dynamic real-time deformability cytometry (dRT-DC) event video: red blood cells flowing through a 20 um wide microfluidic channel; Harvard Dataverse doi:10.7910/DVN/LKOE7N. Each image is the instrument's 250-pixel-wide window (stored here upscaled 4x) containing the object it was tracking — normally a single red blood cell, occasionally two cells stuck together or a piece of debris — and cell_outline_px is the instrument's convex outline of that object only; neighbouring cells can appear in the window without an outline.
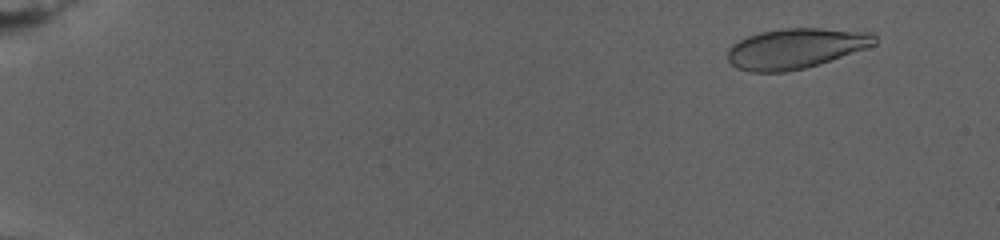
{"species": "human", "species_latin": "Homo sapiens", "temperature_condition": "warm", "stored_images_in_passage": 38, "camera_frame_rate_fps": 3000, "um_per_image_px": 0.085, "donor": {"sex": "female"}, "frame": {"image": 1, "passage_image": 4, "time_ms": 2.0, "image_size_px": [1000, 240], "cell_outline_px": [[876, 44], [820, 64], [804, 68], [784, 72], [752, 72], [736, 68], [728, 60], [728, 48], [732, 44], [748, 36], [760, 32], [784, 28], [820, 28], [872, 32], [876, 36]], "centroid_in_image_um": [67.62, 4.11], "position_along_channel_um": 17.4, "area_um2": 34.39}}
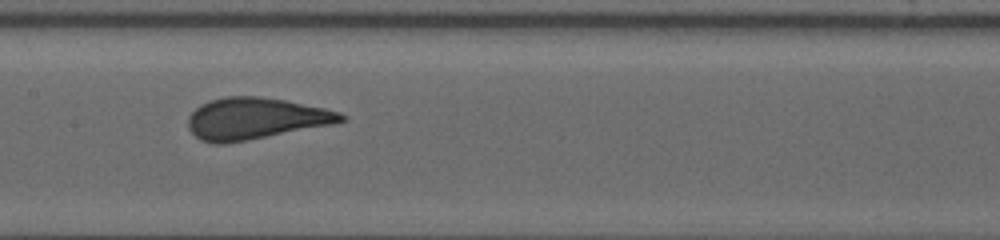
{"frame": {"image": 2, "passage_image": 23, "time_ms": 14.333, "image_size_px": [1000, 240], "cell_outline_px": [[348, 120], [336, 124], [248, 140], [224, 144], [212, 144], [200, 140], [188, 128], [188, 116], [200, 104], [224, 96], [260, 96], [284, 100], [324, 108], [340, 112], [348, 116]], "centroid_in_image_um": [21.74, 10.08], "position_along_channel_um": 185.7, "area_um2": 37.34}}
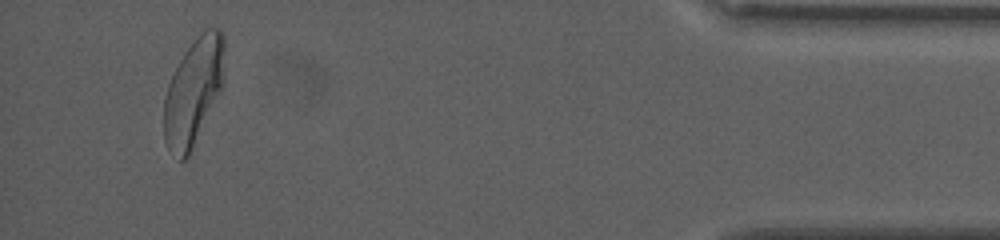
{"frame": {"image": 3, "passage_image": 37, "time_ms": 25.333, "image_size_px": [1000, 240], "cell_outline_px": [[224, 84], [188, 156], [184, 160], [180, 160], [168, 148], [164, 140], [164, 96], [168, 84], [184, 52], [200, 32], [204, 28], [220, 28], [224, 36]], "centroid_in_image_um": [16.46, 7.74], "position_along_channel_um": 418.7, "area_um2": 37.57}, "authors_computed_cell_mechanics": {"area_um2": 36.0094, "velocity_mm_per_s": 2.6388, "shape_relaxation_time_tau1_ms": 6.4745, "shape_relaxation_time_tau2_ms": null, "deformation_change_tau1": 0.1975, "deformation_change_tau2": null}}